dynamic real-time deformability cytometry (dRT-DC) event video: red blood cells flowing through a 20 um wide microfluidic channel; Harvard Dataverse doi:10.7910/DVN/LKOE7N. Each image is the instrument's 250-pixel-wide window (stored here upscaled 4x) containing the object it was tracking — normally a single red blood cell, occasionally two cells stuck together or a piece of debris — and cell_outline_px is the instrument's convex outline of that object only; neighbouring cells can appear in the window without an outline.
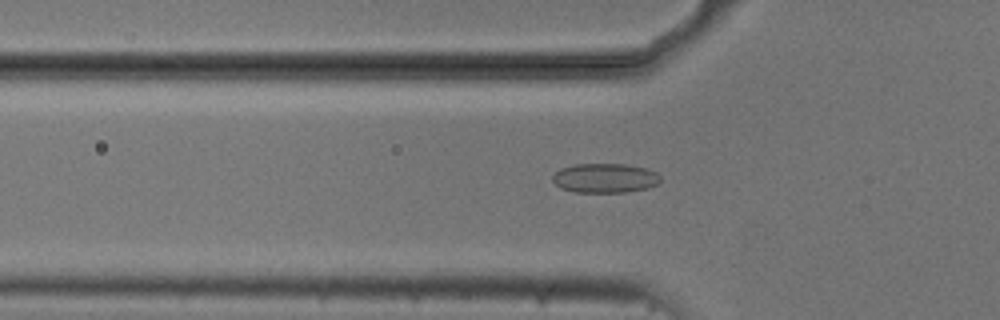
{"species": "common noctule bat (a hibernating species)", "species_latin": "Nyctalus noctula", "temperature_condition": "cold", "stored_images_in_passage": 49, "camera_frame_rate_fps": 3000, "um_per_image_px": 0.085, "animal": {"sex": "male", "body_mass_g": 20.5, "forearm_length_mm": 52.5}, "frame": {"image": 1, "passage_image": 13, "time_ms": 4.0, "image_size_px": [1000, 320], "cell_outline_px": [[660, 180], [656, 184], [648, 188], [624, 192], [576, 192], [560, 188], [552, 180], [552, 176], [560, 168], [572, 164], [624, 164], [644, 168], [656, 172], [660, 176]], "centroid_in_image_um": [51.39, 15.13], "position_along_channel_um": 74.4, "area_um2": 18.44}}
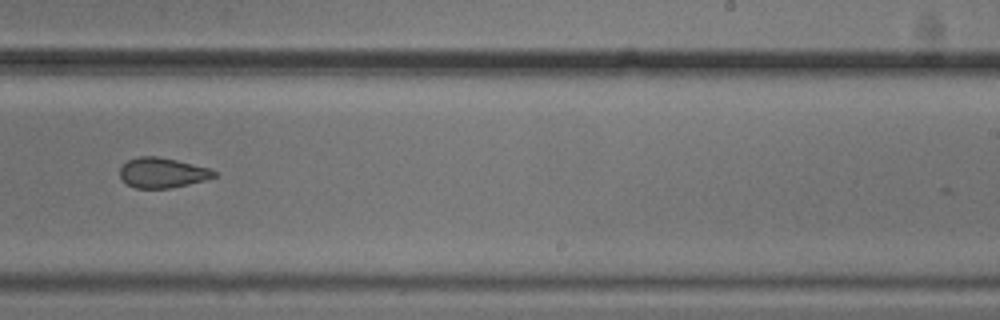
{"frame": {"image": 2, "passage_image": 29, "time_ms": 9.333, "image_size_px": [1000, 320], "cell_outline_px": [[216, 176], [204, 180], [172, 188], [136, 188], [128, 184], [120, 176], [120, 168], [128, 160], [140, 156], [156, 156], [176, 160], [208, 168], [216, 172]], "centroid_in_image_um": [13.79, 14.68], "position_along_channel_um": 275.2, "area_um2": 16.24}}
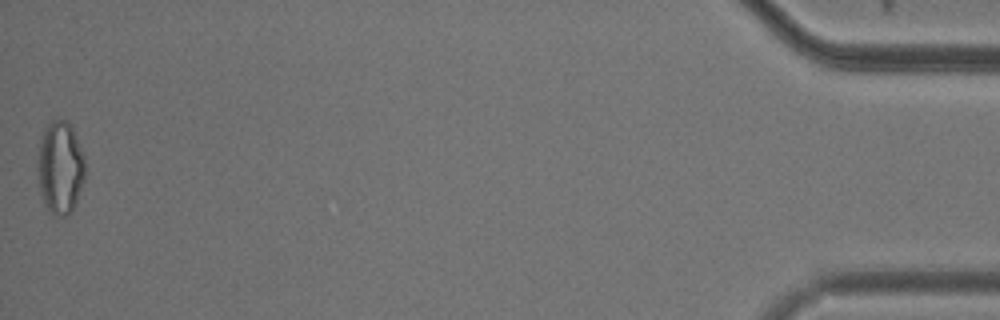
{"frame": {"image": 3, "passage_image": 49, "time_ms": 16.0, "image_size_px": [1000, 320], "cell_outline_px": [[84, 180], [76, 204], [68, 216], [60, 216], [52, 212], [44, 204], [40, 192], [36, 168], [36, 164], [40, 140], [48, 124], [52, 120], [68, 120], [72, 128], [84, 156]], "centroid_in_image_um": [5.1, 14.26], "position_along_channel_um": 430.1, "area_um2": 25.72}, "authors_computed_cell_mechanics": {"area_um2": 18.4382, "velocity_mm_per_s": 3.7506, "shape_relaxation_time_tau1_ms": null, "shape_relaxation_time_tau2_ms": 4.2288, "deformation_change_tau1": null, "deformation_change_tau2": 0.0954}}